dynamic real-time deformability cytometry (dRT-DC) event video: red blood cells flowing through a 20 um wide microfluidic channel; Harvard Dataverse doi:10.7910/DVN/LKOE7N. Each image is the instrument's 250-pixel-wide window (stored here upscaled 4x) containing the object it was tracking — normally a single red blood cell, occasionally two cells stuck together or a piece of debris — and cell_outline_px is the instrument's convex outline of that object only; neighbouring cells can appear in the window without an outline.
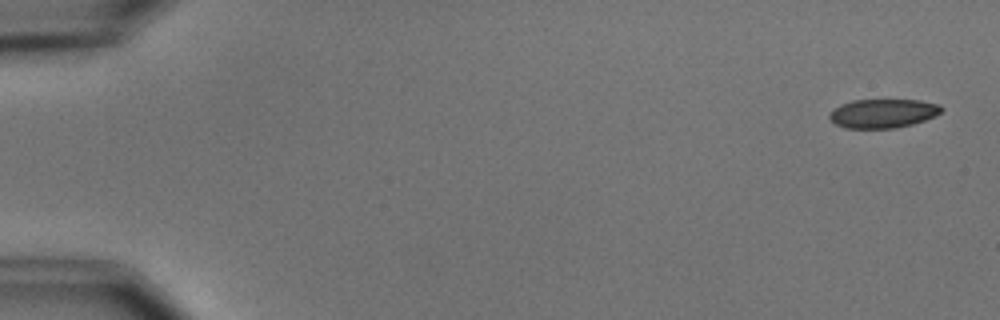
{"species": "common noctule bat (a hibernating species)", "species_latin": "Nyctalus noctula", "temperature_condition": "cold", "stored_images_in_passage": 55, "camera_frame_rate_fps": 3000, "um_per_image_px": 0.085, "animal": {"sex": "male", "body_mass_g": 15.6}, "frame": {"image": 1, "passage_image": 2, "time_ms": 0.333, "image_size_px": [1000, 320], "cell_outline_px": [[944, 108], [936, 116], [912, 124], [896, 128], [844, 128], [836, 124], [828, 116], [840, 104], [852, 100], [920, 100], [940, 104]], "centroid_in_image_um": [75.09, 9.63], "position_along_channel_um": 9.9, "area_um2": 18.84}}
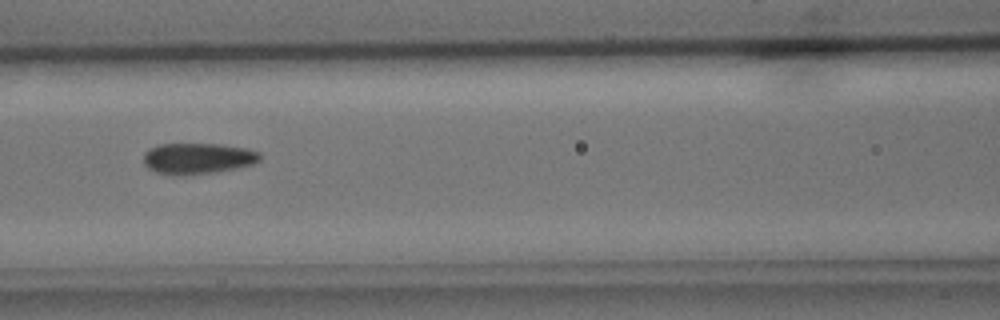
{"frame": {"image": 2, "passage_image": 25, "time_ms": 8.0, "image_size_px": [1000, 320], "cell_outline_px": [[260, 160], [252, 164], [236, 168], [212, 172], [156, 172], [148, 168], [144, 164], [144, 152], [148, 148], [160, 144], [220, 144], [248, 148], [260, 152]], "centroid_in_image_um": [16.84, 13.41], "position_along_channel_um": 149.8, "area_um2": 20.29}}
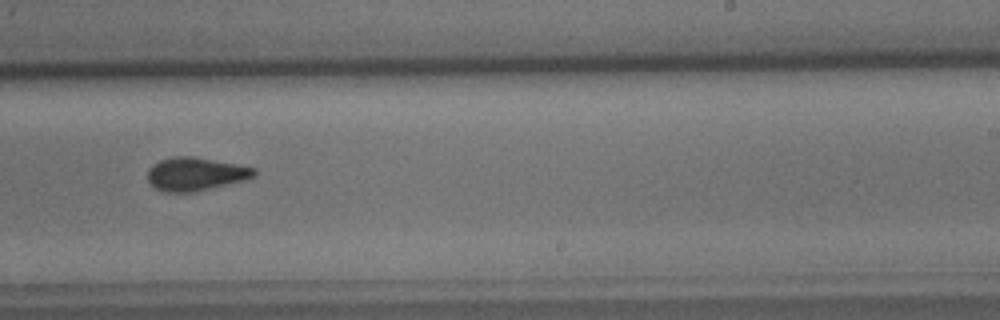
{"frame": {"image": 3, "passage_image": 35, "time_ms": 11.333, "image_size_px": [1000, 320], "cell_outline_px": [[256, 176], [244, 180], [192, 192], [164, 192], [156, 188], [148, 180], [148, 168], [152, 164], [160, 160], [172, 156], [192, 156], [236, 164], [256, 168]], "centroid_in_image_um": [16.6, 14.78], "position_along_channel_um": 272.4, "area_um2": 20.52}, "authors_computed_cell_mechanics": {"area_um2": 20.2878, "velocity_mm_per_s": 3.6916, "shape_relaxation_time_tau1_ms": 3.9236, "shape_relaxation_time_tau2_ms": 7.0503, "deformation_change_tau1": 0.0956, "deformation_change_tau2": 0.0971}}